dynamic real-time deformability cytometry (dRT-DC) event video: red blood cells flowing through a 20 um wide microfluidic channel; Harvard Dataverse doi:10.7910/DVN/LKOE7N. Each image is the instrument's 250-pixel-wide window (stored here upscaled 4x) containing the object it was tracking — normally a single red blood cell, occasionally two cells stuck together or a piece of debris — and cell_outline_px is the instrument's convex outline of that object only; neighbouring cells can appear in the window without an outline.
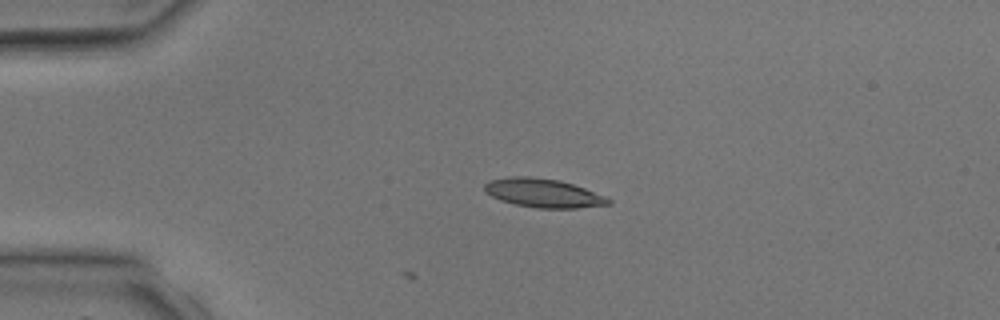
{"species": "common noctule bat (a hibernating species)", "species_latin": "Nyctalus noctula", "temperature_condition": "room temperature", "stored_images_in_passage": 3, "camera_frame_rate_fps": 3000, "um_per_image_px": 0.085, "animal": {"sex": "male", "body_mass_g": 17.9, "forearm_length_mm": 54.2}, "frame": {"image": 1, "passage_image": 1, "time_ms": 0.0, "image_size_px": [1000, 320], "cell_outline_px": [[612, 204], [576, 208], [536, 208], [516, 204], [500, 200], [484, 192], [484, 184], [488, 180], [512, 176], [528, 176], [560, 180], [584, 188], [604, 196], [612, 200]], "centroid_in_image_um": [46.15, 16.4], "position_along_channel_um": 38.9, "area_um2": 20.75}}